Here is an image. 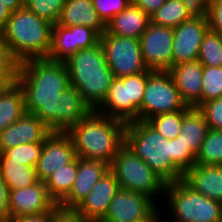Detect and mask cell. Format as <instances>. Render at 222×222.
<instances>
[{"label": "cell", "mask_w": 222, "mask_h": 222, "mask_svg": "<svg viewBox=\"0 0 222 222\" xmlns=\"http://www.w3.org/2000/svg\"><path fill=\"white\" fill-rule=\"evenodd\" d=\"M17 82L24 92L26 112L39 117L52 132H58L59 96L70 86L65 62L24 60L20 62Z\"/></svg>", "instance_id": "obj_1"}, {"label": "cell", "mask_w": 222, "mask_h": 222, "mask_svg": "<svg viewBox=\"0 0 222 222\" xmlns=\"http://www.w3.org/2000/svg\"><path fill=\"white\" fill-rule=\"evenodd\" d=\"M127 123L92 110L66 133L71 137L77 157L100 160L108 165L125 144Z\"/></svg>", "instance_id": "obj_2"}, {"label": "cell", "mask_w": 222, "mask_h": 222, "mask_svg": "<svg viewBox=\"0 0 222 222\" xmlns=\"http://www.w3.org/2000/svg\"><path fill=\"white\" fill-rule=\"evenodd\" d=\"M70 86L76 88L92 110L105 100L115 78L109 69L102 43L81 49L64 61Z\"/></svg>", "instance_id": "obj_3"}, {"label": "cell", "mask_w": 222, "mask_h": 222, "mask_svg": "<svg viewBox=\"0 0 222 222\" xmlns=\"http://www.w3.org/2000/svg\"><path fill=\"white\" fill-rule=\"evenodd\" d=\"M53 24L25 6L10 13L0 38L22 62L33 58H46L51 43Z\"/></svg>", "instance_id": "obj_4"}, {"label": "cell", "mask_w": 222, "mask_h": 222, "mask_svg": "<svg viewBox=\"0 0 222 222\" xmlns=\"http://www.w3.org/2000/svg\"><path fill=\"white\" fill-rule=\"evenodd\" d=\"M125 145L166 184L183 180L184 174L173 164L172 139L163 137L146 121L127 123Z\"/></svg>", "instance_id": "obj_5"}, {"label": "cell", "mask_w": 222, "mask_h": 222, "mask_svg": "<svg viewBox=\"0 0 222 222\" xmlns=\"http://www.w3.org/2000/svg\"><path fill=\"white\" fill-rule=\"evenodd\" d=\"M164 198L172 222H222V203L196 192L183 180L167 183Z\"/></svg>", "instance_id": "obj_6"}, {"label": "cell", "mask_w": 222, "mask_h": 222, "mask_svg": "<svg viewBox=\"0 0 222 222\" xmlns=\"http://www.w3.org/2000/svg\"><path fill=\"white\" fill-rule=\"evenodd\" d=\"M110 170L121 189L145 194L155 202V197H164L166 183L125 144L115 155Z\"/></svg>", "instance_id": "obj_7"}, {"label": "cell", "mask_w": 222, "mask_h": 222, "mask_svg": "<svg viewBox=\"0 0 222 222\" xmlns=\"http://www.w3.org/2000/svg\"><path fill=\"white\" fill-rule=\"evenodd\" d=\"M152 72L148 70L140 74L115 77L105 100L96 111L125 123L138 121L145 85Z\"/></svg>", "instance_id": "obj_8"}, {"label": "cell", "mask_w": 222, "mask_h": 222, "mask_svg": "<svg viewBox=\"0 0 222 222\" xmlns=\"http://www.w3.org/2000/svg\"><path fill=\"white\" fill-rule=\"evenodd\" d=\"M191 108L182 100L169 71H153L147 78L138 120L147 121L153 116Z\"/></svg>", "instance_id": "obj_9"}, {"label": "cell", "mask_w": 222, "mask_h": 222, "mask_svg": "<svg viewBox=\"0 0 222 222\" xmlns=\"http://www.w3.org/2000/svg\"><path fill=\"white\" fill-rule=\"evenodd\" d=\"M109 69L117 78L147 72L140 40L108 34L100 36Z\"/></svg>", "instance_id": "obj_10"}, {"label": "cell", "mask_w": 222, "mask_h": 222, "mask_svg": "<svg viewBox=\"0 0 222 222\" xmlns=\"http://www.w3.org/2000/svg\"><path fill=\"white\" fill-rule=\"evenodd\" d=\"M158 203L145 194L120 188L101 222H161Z\"/></svg>", "instance_id": "obj_11"}, {"label": "cell", "mask_w": 222, "mask_h": 222, "mask_svg": "<svg viewBox=\"0 0 222 222\" xmlns=\"http://www.w3.org/2000/svg\"><path fill=\"white\" fill-rule=\"evenodd\" d=\"M143 61L152 71H169L173 66V28L148 24L139 38Z\"/></svg>", "instance_id": "obj_12"}, {"label": "cell", "mask_w": 222, "mask_h": 222, "mask_svg": "<svg viewBox=\"0 0 222 222\" xmlns=\"http://www.w3.org/2000/svg\"><path fill=\"white\" fill-rule=\"evenodd\" d=\"M99 41L100 35L90 27H65L56 23L53 24L50 48L46 58L64 62L74 53L92 47Z\"/></svg>", "instance_id": "obj_13"}, {"label": "cell", "mask_w": 222, "mask_h": 222, "mask_svg": "<svg viewBox=\"0 0 222 222\" xmlns=\"http://www.w3.org/2000/svg\"><path fill=\"white\" fill-rule=\"evenodd\" d=\"M208 26L207 16L191 17L173 28V65L196 61Z\"/></svg>", "instance_id": "obj_14"}, {"label": "cell", "mask_w": 222, "mask_h": 222, "mask_svg": "<svg viewBox=\"0 0 222 222\" xmlns=\"http://www.w3.org/2000/svg\"><path fill=\"white\" fill-rule=\"evenodd\" d=\"M76 157L71 137L66 132H52L43 143L35 167L38 180L45 182L55 170L70 164Z\"/></svg>", "instance_id": "obj_15"}, {"label": "cell", "mask_w": 222, "mask_h": 222, "mask_svg": "<svg viewBox=\"0 0 222 222\" xmlns=\"http://www.w3.org/2000/svg\"><path fill=\"white\" fill-rule=\"evenodd\" d=\"M56 206V202L48 194L45 182L40 180L31 186L9 191L10 218L52 212Z\"/></svg>", "instance_id": "obj_16"}, {"label": "cell", "mask_w": 222, "mask_h": 222, "mask_svg": "<svg viewBox=\"0 0 222 222\" xmlns=\"http://www.w3.org/2000/svg\"><path fill=\"white\" fill-rule=\"evenodd\" d=\"M119 189L115 174L109 169L74 209L87 221L101 222Z\"/></svg>", "instance_id": "obj_17"}, {"label": "cell", "mask_w": 222, "mask_h": 222, "mask_svg": "<svg viewBox=\"0 0 222 222\" xmlns=\"http://www.w3.org/2000/svg\"><path fill=\"white\" fill-rule=\"evenodd\" d=\"M52 131L33 113L23 116L0 132V153L19 144L44 142Z\"/></svg>", "instance_id": "obj_18"}, {"label": "cell", "mask_w": 222, "mask_h": 222, "mask_svg": "<svg viewBox=\"0 0 222 222\" xmlns=\"http://www.w3.org/2000/svg\"><path fill=\"white\" fill-rule=\"evenodd\" d=\"M109 169L110 165L100 160L78 157L77 176L72 189L58 205L64 208H75Z\"/></svg>", "instance_id": "obj_19"}, {"label": "cell", "mask_w": 222, "mask_h": 222, "mask_svg": "<svg viewBox=\"0 0 222 222\" xmlns=\"http://www.w3.org/2000/svg\"><path fill=\"white\" fill-rule=\"evenodd\" d=\"M182 100L187 106L198 108L201 105L203 66L196 60L173 65L169 70Z\"/></svg>", "instance_id": "obj_20"}, {"label": "cell", "mask_w": 222, "mask_h": 222, "mask_svg": "<svg viewBox=\"0 0 222 222\" xmlns=\"http://www.w3.org/2000/svg\"><path fill=\"white\" fill-rule=\"evenodd\" d=\"M183 181L196 192L222 203V165L195 164L184 173Z\"/></svg>", "instance_id": "obj_21"}, {"label": "cell", "mask_w": 222, "mask_h": 222, "mask_svg": "<svg viewBox=\"0 0 222 222\" xmlns=\"http://www.w3.org/2000/svg\"><path fill=\"white\" fill-rule=\"evenodd\" d=\"M57 23L65 27L87 26L100 36L106 31L92 0H66Z\"/></svg>", "instance_id": "obj_22"}, {"label": "cell", "mask_w": 222, "mask_h": 222, "mask_svg": "<svg viewBox=\"0 0 222 222\" xmlns=\"http://www.w3.org/2000/svg\"><path fill=\"white\" fill-rule=\"evenodd\" d=\"M149 23L150 17L142 9L130 3L106 24V32L139 39Z\"/></svg>", "instance_id": "obj_23"}, {"label": "cell", "mask_w": 222, "mask_h": 222, "mask_svg": "<svg viewBox=\"0 0 222 222\" xmlns=\"http://www.w3.org/2000/svg\"><path fill=\"white\" fill-rule=\"evenodd\" d=\"M59 98L58 132H67L92 111L78 90L72 86L61 92Z\"/></svg>", "instance_id": "obj_24"}, {"label": "cell", "mask_w": 222, "mask_h": 222, "mask_svg": "<svg viewBox=\"0 0 222 222\" xmlns=\"http://www.w3.org/2000/svg\"><path fill=\"white\" fill-rule=\"evenodd\" d=\"M25 112L23 89L14 82L0 94V132L19 120Z\"/></svg>", "instance_id": "obj_25"}, {"label": "cell", "mask_w": 222, "mask_h": 222, "mask_svg": "<svg viewBox=\"0 0 222 222\" xmlns=\"http://www.w3.org/2000/svg\"><path fill=\"white\" fill-rule=\"evenodd\" d=\"M208 124L198 108H191L183 117L179 137L196 156L208 131Z\"/></svg>", "instance_id": "obj_26"}, {"label": "cell", "mask_w": 222, "mask_h": 222, "mask_svg": "<svg viewBox=\"0 0 222 222\" xmlns=\"http://www.w3.org/2000/svg\"><path fill=\"white\" fill-rule=\"evenodd\" d=\"M78 170V157L70 164L63 166L45 181L49 196L58 205L70 192Z\"/></svg>", "instance_id": "obj_27"}, {"label": "cell", "mask_w": 222, "mask_h": 222, "mask_svg": "<svg viewBox=\"0 0 222 222\" xmlns=\"http://www.w3.org/2000/svg\"><path fill=\"white\" fill-rule=\"evenodd\" d=\"M0 171L9 191L31 186L39 181L35 168L17 162H0Z\"/></svg>", "instance_id": "obj_28"}, {"label": "cell", "mask_w": 222, "mask_h": 222, "mask_svg": "<svg viewBox=\"0 0 222 222\" xmlns=\"http://www.w3.org/2000/svg\"><path fill=\"white\" fill-rule=\"evenodd\" d=\"M191 18L185 3L179 0H166L165 3L150 16V22L158 26L176 28Z\"/></svg>", "instance_id": "obj_29"}, {"label": "cell", "mask_w": 222, "mask_h": 222, "mask_svg": "<svg viewBox=\"0 0 222 222\" xmlns=\"http://www.w3.org/2000/svg\"><path fill=\"white\" fill-rule=\"evenodd\" d=\"M195 164L222 165V131L208 129L196 155Z\"/></svg>", "instance_id": "obj_30"}, {"label": "cell", "mask_w": 222, "mask_h": 222, "mask_svg": "<svg viewBox=\"0 0 222 222\" xmlns=\"http://www.w3.org/2000/svg\"><path fill=\"white\" fill-rule=\"evenodd\" d=\"M44 142L19 144L0 153V162H17L35 168Z\"/></svg>", "instance_id": "obj_31"}, {"label": "cell", "mask_w": 222, "mask_h": 222, "mask_svg": "<svg viewBox=\"0 0 222 222\" xmlns=\"http://www.w3.org/2000/svg\"><path fill=\"white\" fill-rule=\"evenodd\" d=\"M202 66L222 67V36L207 30L197 59Z\"/></svg>", "instance_id": "obj_32"}, {"label": "cell", "mask_w": 222, "mask_h": 222, "mask_svg": "<svg viewBox=\"0 0 222 222\" xmlns=\"http://www.w3.org/2000/svg\"><path fill=\"white\" fill-rule=\"evenodd\" d=\"M189 110H179L167 112L153 116L146 122L153 127L158 133L167 139H174L181 133V123L184 115Z\"/></svg>", "instance_id": "obj_33"}, {"label": "cell", "mask_w": 222, "mask_h": 222, "mask_svg": "<svg viewBox=\"0 0 222 222\" xmlns=\"http://www.w3.org/2000/svg\"><path fill=\"white\" fill-rule=\"evenodd\" d=\"M222 97V67L203 66L201 104Z\"/></svg>", "instance_id": "obj_34"}, {"label": "cell", "mask_w": 222, "mask_h": 222, "mask_svg": "<svg viewBox=\"0 0 222 222\" xmlns=\"http://www.w3.org/2000/svg\"><path fill=\"white\" fill-rule=\"evenodd\" d=\"M66 0H24V6L52 24H56Z\"/></svg>", "instance_id": "obj_35"}, {"label": "cell", "mask_w": 222, "mask_h": 222, "mask_svg": "<svg viewBox=\"0 0 222 222\" xmlns=\"http://www.w3.org/2000/svg\"><path fill=\"white\" fill-rule=\"evenodd\" d=\"M173 164L184 174L195 165L196 156L186 147L179 136L172 139Z\"/></svg>", "instance_id": "obj_36"}, {"label": "cell", "mask_w": 222, "mask_h": 222, "mask_svg": "<svg viewBox=\"0 0 222 222\" xmlns=\"http://www.w3.org/2000/svg\"><path fill=\"white\" fill-rule=\"evenodd\" d=\"M209 129L222 131V97L206 101L198 107Z\"/></svg>", "instance_id": "obj_37"}, {"label": "cell", "mask_w": 222, "mask_h": 222, "mask_svg": "<svg viewBox=\"0 0 222 222\" xmlns=\"http://www.w3.org/2000/svg\"><path fill=\"white\" fill-rule=\"evenodd\" d=\"M92 3L99 18L106 25L130 4V0H92Z\"/></svg>", "instance_id": "obj_38"}, {"label": "cell", "mask_w": 222, "mask_h": 222, "mask_svg": "<svg viewBox=\"0 0 222 222\" xmlns=\"http://www.w3.org/2000/svg\"><path fill=\"white\" fill-rule=\"evenodd\" d=\"M20 62L0 38V76L18 77Z\"/></svg>", "instance_id": "obj_39"}, {"label": "cell", "mask_w": 222, "mask_h": 222, "mask_svg": "<svg viewBox=\"0 0 222 222\" xmlns=\"http://www.w3.org/2000/svg\"><path fill=\"white\" fill-rule=\"evenodd\" d=\"M207 19L209 29L222 36V0H209Z\"/></svg>", "instance_id": "obj_40"}, {"label": "cell", "mask_w": 222, "mask_h": 222, "mask_svg": "<svg viewBox=\"0 0 222 222\" xmlns=\"http://www.w3.org/2000/svg\"><path fill=\"white\" fill-rule=\"evenodd\" d=\"M50 222H90L82 217L74 208L57 205L51 212Z\"/></svg>", "instance_id": "obj_41"}, {"label": "cell", "mask_w": 222, "mask_h": 222, "mask_svg": "<svg viewBox=\"0 0 222 222\" xmlns=\"http://www.w3.org/2000/svg\"><path fill=\"white\" fill-rule=\"evenodd\" d=\"M8 186L2 178L0 171V222H9L10 215L8 209Z\"/></svg>", "instance_id": "obj_42"}, {"label": "cell", "mask_w": 222, "mask_h": 222, "mask_svg": "<svg viewBox=\"0 0 222 222\" xmlns=\"http://www.w3.org/2000/svg\"><path fill=\"white\" fill-rule=\"evenodd\" d=\"M185 3L187 12L191 17L207 16V5L209 0H179Z\"/></svg>", "instance_id": "obj_43"}, {"label": "cell", "mask_w": 222, "mask_h": 222, "mask_svg": "<svg viewBox=\"0 0 222 222\" xmlns=\"http://www.w3.org/2000/svg\"><path fill=\"white\" fill-rule=\"evenodd\" d=\"M165 1L166 0H130V3L142 9L150 17Z\"/></svg>", "instance_id": "obj_44"}, {"label": "cell", "mask_w": 222, "mask_h": 222, "mask_svg": "<svg viewBox=\"0 0 222 222\" xmlns=\"http://www.w3.org/2000/svg\"><path fill=\"white\" fill-rule=\"evenodd\" d=\"M51 212L23 215L16 218H10L9 222H50Z\"/></svg>", "instance_id": "obj_45"}, {"label": "cell", "mask_w": 222, "mask_h": 222, "mask_svg": "<svg viewBox=\"0 0 222 222\" xmlns=\"http://www.w3.org/2000/svg\"><path fill=\"white\" fill-rule=\"evenodd\" d=\"M10 11L5 7L4 3L0 0V32L4 29L6 22L10 16Z\"/></svg>", "instance_id": "obj_46"}, {"label": "cell", "mask_w": 222, "mask_h": 222, "mask_svg": "<svg viewBox=\"0 0 222 222\" xmlns=\"http://www.w3.org/2000/svg\"><path fill=\"white\" fill-rule=\"evenodd\" d=\"M5 7L10 11L14 12L24 6V0H1Z\"/></svg>", "instance_id": "obj_47"}, {"label": "cell", "mask_w": 222, "mask_h": 222, "mask_svg": "<svg viewBox=\"0 0 222 222\" xmlns=\"http://www.w3.org/2000/svg\"><path fill=\"white\" fill-rule=\"evenodd\" d=\"M18 77H1L0 76V94L7 89L11 84L17 82Z\"/></svg>", "instance_id": "obj_48"}]
</instances>
